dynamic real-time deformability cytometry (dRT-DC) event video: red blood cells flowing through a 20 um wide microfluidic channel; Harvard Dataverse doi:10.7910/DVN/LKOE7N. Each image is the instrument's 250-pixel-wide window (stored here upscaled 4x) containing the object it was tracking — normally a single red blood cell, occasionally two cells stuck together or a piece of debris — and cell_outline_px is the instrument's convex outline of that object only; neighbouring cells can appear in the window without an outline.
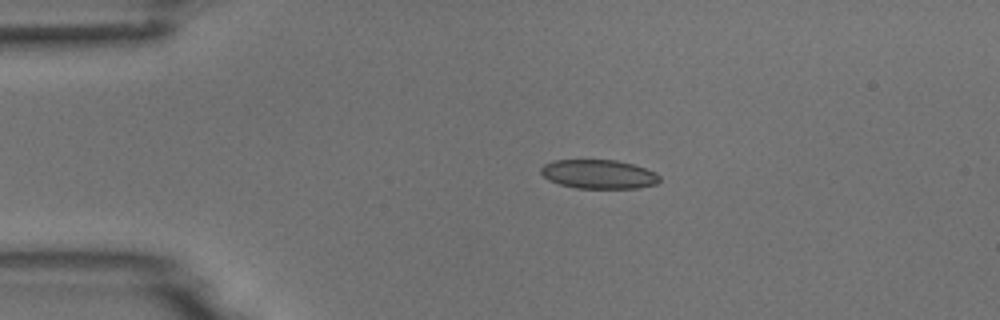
{"species": "common noctule bat (a hibernating species)", "species_latin": "Nyctalus noctula", "temperature_condition": "room temperature", "stored_images_in_passage": 4, "camera_frame_rate_fps": 3000, "um_per_image_px": 0.085, "animal": {"sex": "male", "body_mass_g": 18.8}, "frame": {"image": 1, "passage_image": 3, "time_ms": 3.333, "image_size_px": [1000, 320], "cell_outline_px": [[660, 180], [656, 184], [636, 188], [576, 188], [560, 184], [548, 180], [540, 172], [540, 168], [544, 164], [552, 160], [616, 160], [632, 164], [656, 172], [660, 176]], "centroid_in_image_um": [50.87, 14.8], "position_along_channel_um": 34.1, "area_um2": 20.06}}